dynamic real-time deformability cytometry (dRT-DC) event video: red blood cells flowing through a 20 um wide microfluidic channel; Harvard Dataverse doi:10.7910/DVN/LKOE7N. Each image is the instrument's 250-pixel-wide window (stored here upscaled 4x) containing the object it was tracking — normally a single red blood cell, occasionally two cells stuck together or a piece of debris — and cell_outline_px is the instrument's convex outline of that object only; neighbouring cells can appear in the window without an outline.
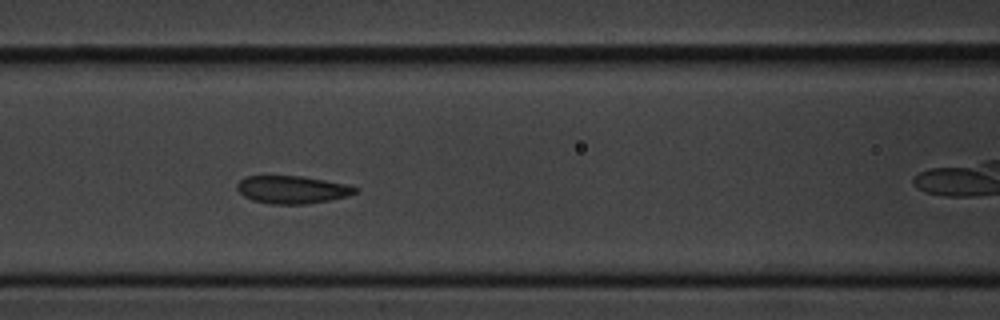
{"species": "common noctule bat (a hibernating species)", "species_latin": "Nyctalus noctula", "temperature_condition": "cold", "stored_images_in_passage": 4, "camera_frame_rate_fps": 3000, "um_per_image_px": 0.085, "animal": {"sex": "male", "body_mass_g": 20.1, "forearm_length_mm": 53.5}, "frame": {"image": 1, "passage_image": 3, "time_ms": 2.333, "image_size_px": [1000, 320], "cell_outline_px": [[360, 188], [356, 192], [348, 196], [308, 204], [268, 204], [252, 200], [244, 196], [236, 188], [236, 184], [244, 176], [300, 176], [324, 180], [344, 184]], "centroid_in_image_um": [24.8, 16.12], "position_along_channel_um": 141.8, "area_um2": 19.07}}